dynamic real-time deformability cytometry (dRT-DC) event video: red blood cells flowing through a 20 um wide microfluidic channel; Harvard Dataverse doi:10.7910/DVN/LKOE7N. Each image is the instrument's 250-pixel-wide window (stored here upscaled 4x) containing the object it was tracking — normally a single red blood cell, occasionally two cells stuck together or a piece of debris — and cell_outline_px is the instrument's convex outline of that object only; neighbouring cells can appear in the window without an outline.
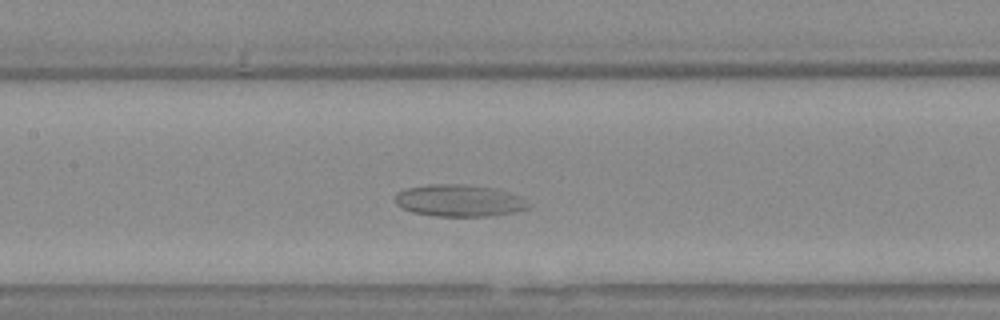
{"species": "Egyptian fruit bat (a non-hibernating species)", "species_latin": "Rousettus aegyptiacus", "temperature_condition": "warm", "stored_images_in_passage": 42, "camera_frame_rate_fps": 3000, "um_per_image_px": 0.085, "animal": {"sex": "female"}, "frame": {"image": 1, "passage_image": 20, "time_ms": 6.333, "image_size_px": [1000, 320], "cell_outline_px": [[532, 208], [512, 212], [488, 216], [436, 216], [412, 212], [400, 208], [396, 204], [396, 192], [404, 188], [432, 184], [460, 184], [492, 188], [524, 196], [532, 204]], "centroid_in_image_um": [39.06, 17.05], "position_along_channel_um": 168.3, "area_um2": 25.09}}
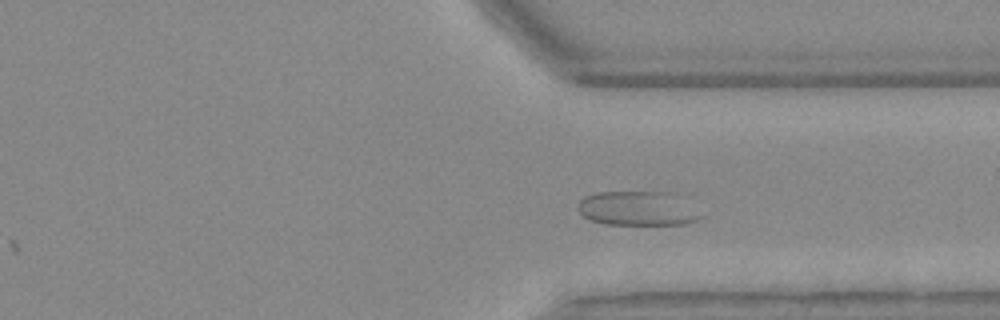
{"frame": {"image": 2, "passage_image": 36, "time_ms": 11.667, "image_size_px": [1000, 320], "cell_outline_px": [[704, 216], [700, 220], [684, 224], [604, 224], [592, 220], [584, 216], [576, 208], [576, 204], [584, 196], [600, 192], [668, 192]], "centroid_in_image_um": [54.12, 17.73], "position_along_channel_um": 357.3, "area_um2": 24.16}}
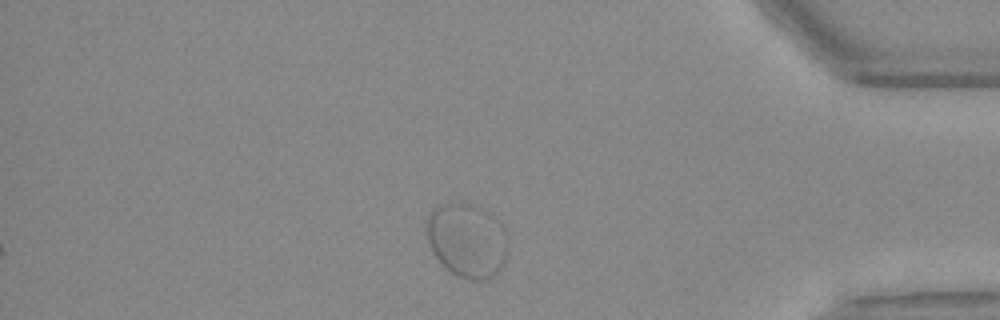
{"frame": {"image": 3, "passage_image": 42, "time_ms": 13.667, "image_size_px": [1000, 320], "cell_outline_px": [[508, 252], [504, 264], [500, 272], [488, 280], [468, 280], [452, 272], [436, 256], [424, 232], [428, 216], [432, 208], [440, 204], [472, 204], [492, 212], [496, 216], [504, 228], [508, 240]], "centroid_in_image_um": [39.75, 20.42], "position_along_channel_um": 395.5, "area_um2": 35.66}}